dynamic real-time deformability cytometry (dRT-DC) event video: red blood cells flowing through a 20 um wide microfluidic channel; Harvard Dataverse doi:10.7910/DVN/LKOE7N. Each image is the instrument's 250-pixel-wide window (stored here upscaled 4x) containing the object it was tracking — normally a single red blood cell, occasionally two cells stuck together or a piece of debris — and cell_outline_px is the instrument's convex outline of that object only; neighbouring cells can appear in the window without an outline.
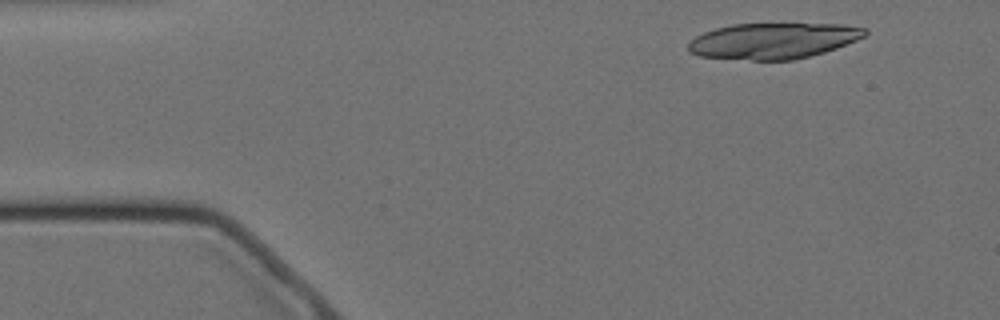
{"species": "Egyptian fruit bat (a non-hibernating species)", "species_latin": "Rousettus aegyptiacus", "temperature_condition": "cold", "stored_images_in_passage": 4, "camera_frame_rate_fps": 3000, "um_per_image_px": 0.085, "animal": {"sex": "female"}, "frame": {"image": 1, "passage_image": 2, "time_ms": 1.0, "image_size_px": [1000, 320], "cell_outline_px": [[868, 32], [864, 36], [856, 40], [836, 48], [824, 52], [792, 60], [752, 60], [700, 56], [688, 52], [688, 44], [696, 36], [704, 32], [716, 28], [732, 24], [844, 24], [864, 28]], "centroid_in_image_um": [65.71, 3.46], "position_along_channel_um": 19.3, "area_um2": 36.7}}